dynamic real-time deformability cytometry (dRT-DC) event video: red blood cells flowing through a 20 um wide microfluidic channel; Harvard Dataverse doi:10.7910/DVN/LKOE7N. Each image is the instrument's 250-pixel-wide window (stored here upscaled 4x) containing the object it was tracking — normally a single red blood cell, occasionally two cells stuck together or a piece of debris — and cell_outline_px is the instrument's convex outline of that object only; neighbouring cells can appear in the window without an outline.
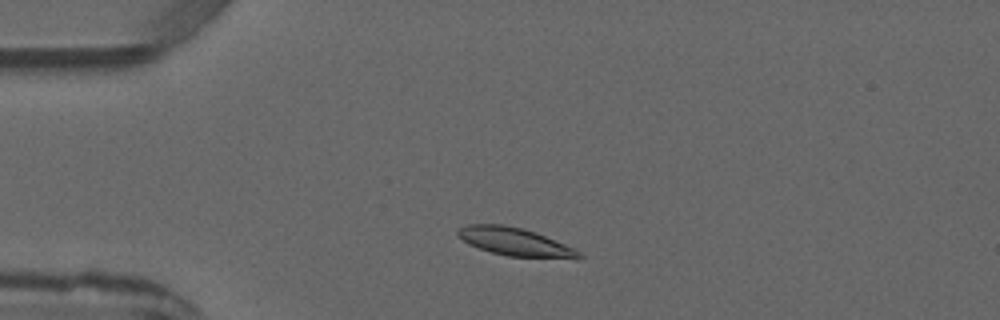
{"species": "common noctule bat (a hibernating species)", "species_latin": "Nyctalus noctula", "temperature_condition": "warm", "stored_images_in_passage": 4, "camera_frame_rate_fps": 3000, "um_per_image_px": 0.085, "animal": {"sex": "male", "forearm_length_mm": 52.5}, "frame": {"image": 1, "passage_image": 2, "time_ms": 1.333, "image_size_px": [1000, 320], "cell_outline_px": [[584, 256], [580, 260], [576, 260], [508, 256], [492, 252], [468, 244], [456, 236], [456, 232], [460, 228], [468, 224], [500, 224], [520, 228], [536, 232], [564, 244], [580, 252]], "centroid_in_image_um": [43.82, 20.58], "position_along_channel_um": 41.2, "area_um2": 20.0}}
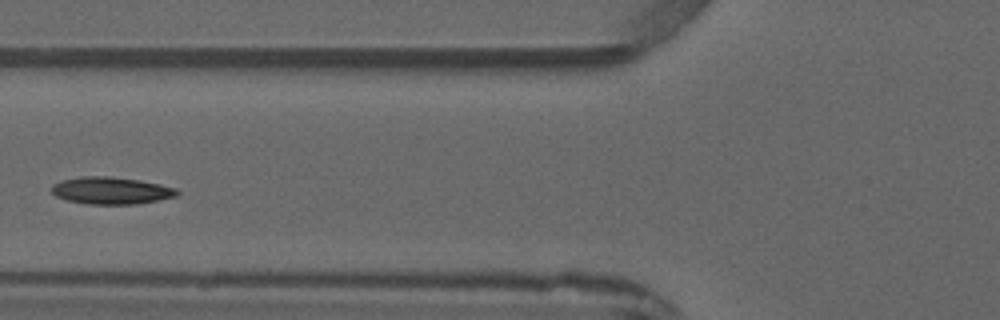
{"frame": {"image": 2, "passage_image": 4, "time_ms": 3.667, "image_size_px": [1000, 320], "cell_outline_px": [[180, 192], [176, 196], [136, 204], [88, 204], [68, 200], [56, 196], [52, 192], [52, 184], [60, 180], [80, 176], [108, 176], [136, 180], [160, 184], [176, 188]], "centroid_in_image_um": [9.41, 16.19], "position_along_channel_um": 116.4, "area_um2": 19.71}}